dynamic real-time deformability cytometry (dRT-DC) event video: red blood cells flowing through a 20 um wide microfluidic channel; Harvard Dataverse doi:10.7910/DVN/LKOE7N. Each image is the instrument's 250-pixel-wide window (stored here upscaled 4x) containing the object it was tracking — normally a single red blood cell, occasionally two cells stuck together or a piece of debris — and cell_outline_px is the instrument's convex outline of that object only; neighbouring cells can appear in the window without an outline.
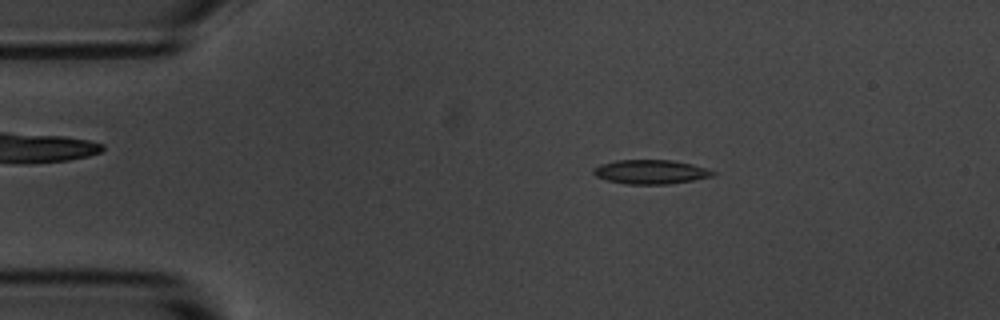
{"species": "common noctule bat (a hibernating species)", "species_latin": "Nyctalus noctula", "temperature_condition": "room temperature", "stored_images_in_passage": 9, "camera_frame_rate_fps": 3000, "um_per_image_px": 0.085, "animal": {"sex": "male", "body_mass_g": 20.1, "forearm_length_mm": 53.5}, "frame": {"image": 1, "passage_image": 2, "time_ms": 1.333, "image_size_px": [1000, 320], "cell_outline_px": [[716, 176], [668, 184], [628, 184], [608, 180], [596, 176], [592, 172], [592, 168], [600, 164], [616, 160], [672, 160], [692, 164], [716, 172]], "centroid_in_image_um": [55.3, 14.6], "position_along_channel_um": 29.7, "area_um2": 16.76}}
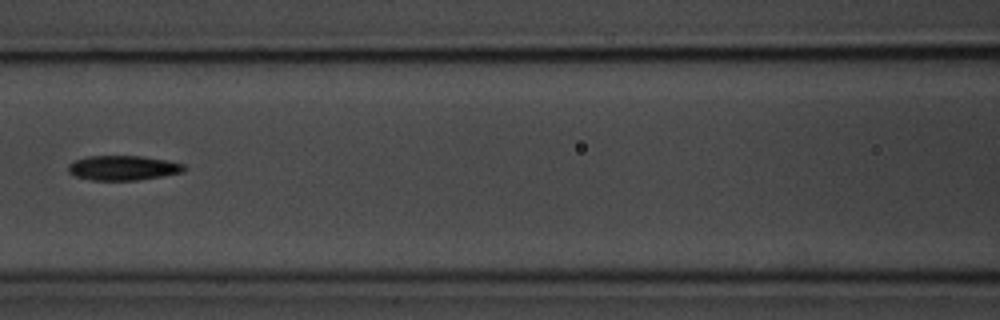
{"frame": {"image": 2, "passage_image": 6, "time_ms": 6.0, "image_size_px": [1000, 320], "cell_outline_px": [[188, 168], [184, 172], [136, 180], [92, 180], [72, 176], [68, 172], [68, 164], [76, 160], [88, 156], [140, 156], [168, 160], [184, 164]], "centroid_in_image_um": [10.46, 14.27], "position_along_channel_um": 156.1, "area_um2": 16.76}}
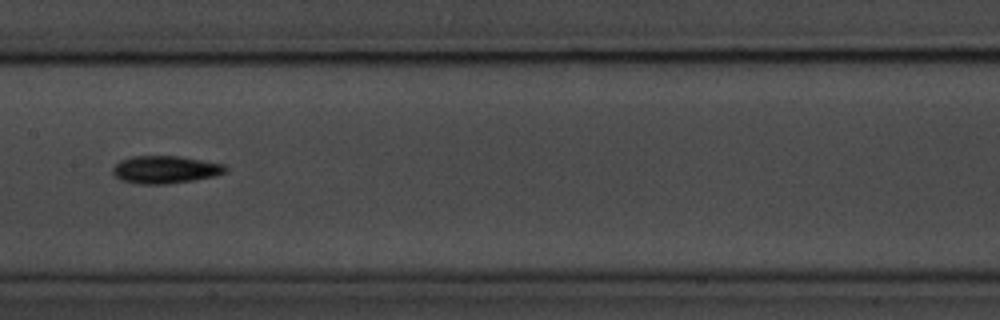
{"frame": {"image": 3, "passage_image": 7, "time_ms": 7.0, "image_size_px": [1000, 320], "cell_outline_px": [[228, 172], [216, 176], [168, 184], [140, 184], [120, 180], [112, 172], [112, 168], [120, 160], [132, 156], [180, 156], [224, 164], [228, 168]], "centroid_in_image_um": [14.07, 14.41], "position_along_channel_um": 193.3, "area_um2": 18.26}}